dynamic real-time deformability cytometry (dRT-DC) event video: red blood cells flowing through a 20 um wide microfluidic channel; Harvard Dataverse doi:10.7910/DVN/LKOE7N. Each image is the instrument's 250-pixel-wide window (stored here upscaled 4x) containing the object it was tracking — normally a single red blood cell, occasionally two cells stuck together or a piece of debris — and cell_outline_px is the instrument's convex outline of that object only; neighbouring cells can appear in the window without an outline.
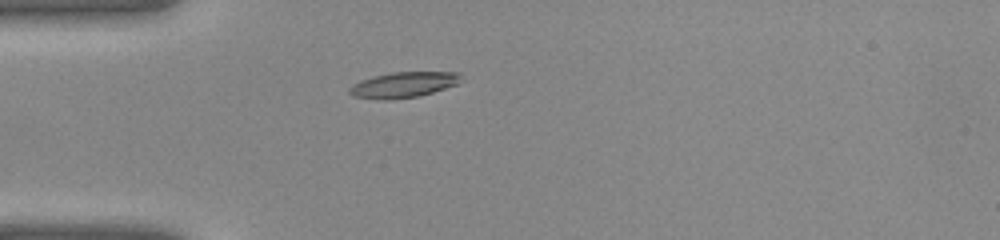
{"species": "common noctule bat (a hibernating species)", "species_latin": "Nyctalus noctula", "temperature_condition": "warm", "stored_images_in_passage": 30, "camera_frame_rate_fps": 3000, "um_per_image_px": 0.085, "animal": {"sex": "female", "body_mass_g": 22.0, "forearm_length_mm": 56.7}, "frame": {"image": 1, "passage_image": 1, "time_ms": 0.0, "image_size_px": [1000, 240], "cell_outline_px": [[460, 76], [456, 84], [432, 92], [416, 96], [388, 100], [384, 100], [352, 96], [348, 92], [348, 88], [352, 84], [360, 80], [392, 72], [460, 72]], "centroid_in_image_um": [34.22, 7.2], "position_along_channel_um": 50.8, "area_um2": 16.36}}
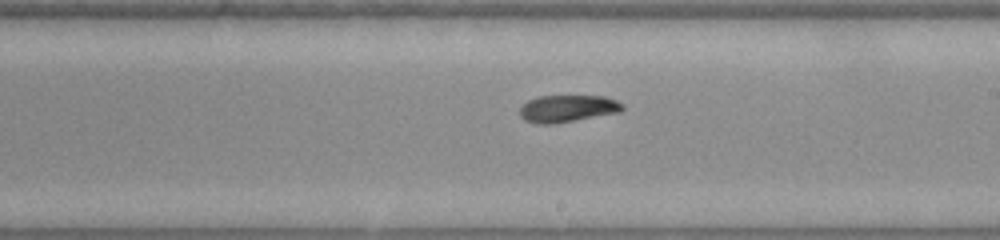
{"frame": {"image": 2, "passage_image": 13, "time_ms": 4.0, "image_size_px": [1000, 240], "cell_outline_px": [[624, 108], [620, 112], [552, 124], [540, 124], [524, 120], [520, 116], [520, 108], [528, 100], [540, 96], [604, 96], [616, 100], [624, 104]], "centroid_in_image_um": [48.25, 9.22], "position_along_channel_um": 240.8, "area_um2": 16.13}}
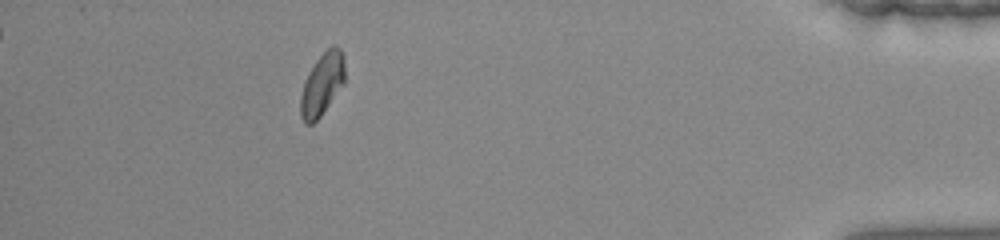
{"frame": {"image": 3, "passage_image": 26, "time_ms": 8.333, "image_size_px": [1000, 240], "cell_outline_px": [[344, 84], [320, 116], [312, 124], [304, 124], [300, 116], [300, 96], [304, 80], [308, 72], [316, 60], [332, 44], [336, 44], [340, 48], [344, 56]], "centroid_in_image_um": [27.37, 7.15], "position_along_channel_um": 407.8, "area_um2": 16.24}}